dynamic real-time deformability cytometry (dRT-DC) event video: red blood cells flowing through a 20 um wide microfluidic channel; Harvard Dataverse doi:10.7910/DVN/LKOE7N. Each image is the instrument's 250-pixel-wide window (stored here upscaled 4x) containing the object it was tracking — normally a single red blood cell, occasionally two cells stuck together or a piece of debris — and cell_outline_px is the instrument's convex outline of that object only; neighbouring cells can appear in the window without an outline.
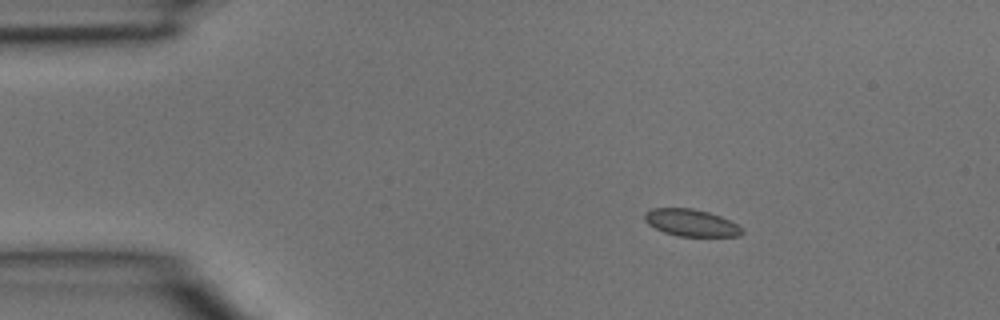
{"species": "common noctule bat (a hibernating species)", "species_latin": "Nyctalus noctula", "temperature_condition": "room temperature", "stored_images_in_passage": 3, "camera_frame_rate_fps": 3000, "um_per_image_px": 0.085, "animal": {"sex": "male", "body_mass_g": 15.6}, "frame": {"image": 1, "passage_image": 1, "time_ms": 0.0, "image_size_px": [1000, 320], "cell_outline_px": [[744, 232], [740, 236], [680, 236], [664, 232], [648, 224], [644, 220], [644, 212], [652, 208], [692, 208], [708, 212], [720, 216], [744, 228]], "centroid_in_image_um": [58.74, 18.93], "position_along_channel_um": 26.3, "area_um2": 15.32}}
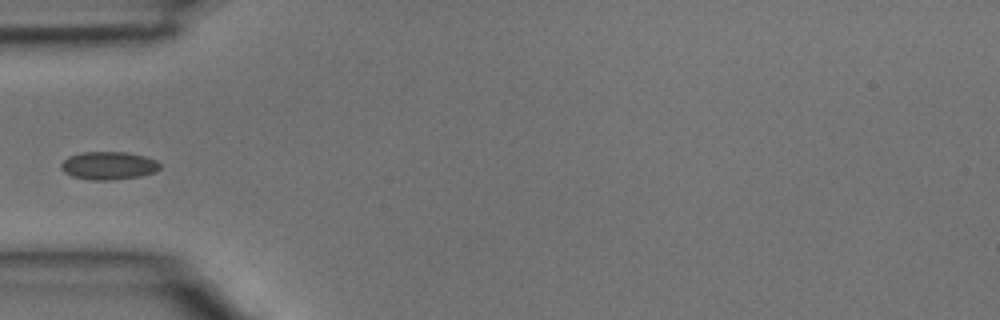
{"frame": {"image": 2, "passage_image": 3, "time_ms": 0.667, "image_size_px": [1000, 320], "cell_outline_px": [[160, 168], [156, 172], [140, 176], [112, 180], [92, 180], [72, 176], [64, 172], [60, 168], [60, 164], [68, 156], [80, 152], [128, 152], [144, 156], [156, 160], [160, 164]], "centroid_in_image_um": [9.22, 14.07], "position_along_channel_um": 75.8, "area_um2": 16.24}}